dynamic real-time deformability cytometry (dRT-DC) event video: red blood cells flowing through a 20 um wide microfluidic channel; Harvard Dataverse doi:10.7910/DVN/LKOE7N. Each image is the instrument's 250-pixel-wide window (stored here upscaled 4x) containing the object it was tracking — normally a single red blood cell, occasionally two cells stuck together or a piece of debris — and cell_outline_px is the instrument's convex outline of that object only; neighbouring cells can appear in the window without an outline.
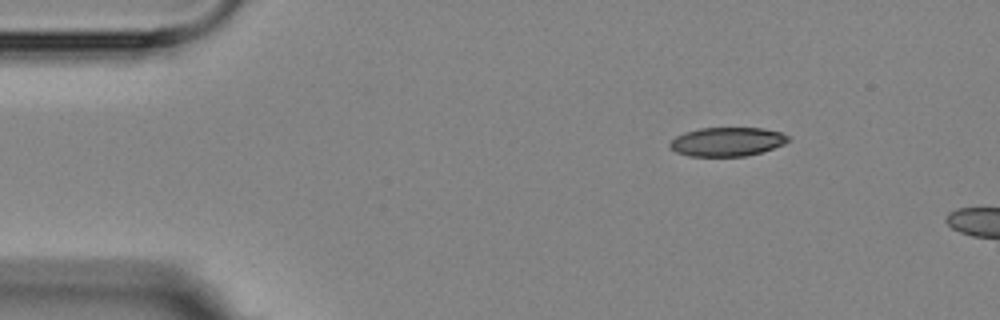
{"species": "Egyptian fruit bat (a non-hibernating species)", "species_latin": "Rousettus aegyptiacus", "temperature_condition": "room temperature", "stored_images_in_passage": 2, "camera_frame_rate_fps": 3000, "um_per_image_px": 0.085, "animal": {"sex": "female"}, "frame": {"image": 1, "passage_image": 1, "time_ms": 0.0, "image_size_px": [1000, 320], "cell_outline_px": [[788, 140], [784, 144], [760, 152], [744, 156], [688, 156], [676, 152], [668, 144], [676, 136], [684, 132], [700, 128], [764, 128], [780, 132], [788, 136]], "centroid_in_image_um": [61.77, 12.04], "position_along_channel_um": 23.2, "area_um2": 19.77}}